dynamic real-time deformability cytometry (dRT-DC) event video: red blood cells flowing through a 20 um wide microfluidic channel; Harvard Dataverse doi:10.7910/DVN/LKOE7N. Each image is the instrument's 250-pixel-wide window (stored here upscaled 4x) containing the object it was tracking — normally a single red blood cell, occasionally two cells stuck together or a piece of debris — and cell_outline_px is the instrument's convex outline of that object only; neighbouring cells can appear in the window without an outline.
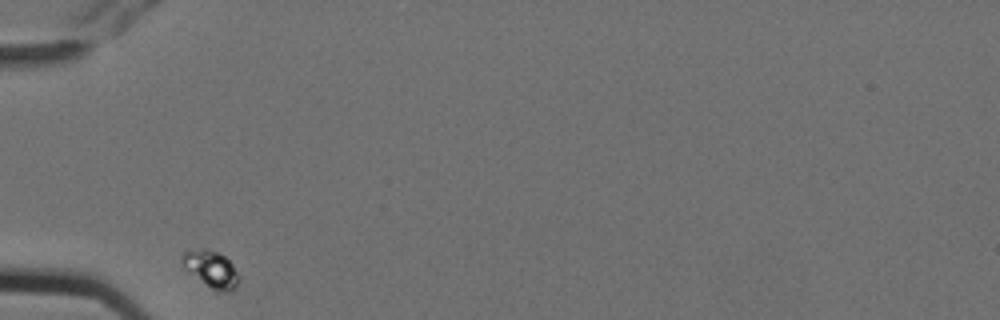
{"species": "Egyptian fruit bat (a non-hibernating species)", "species_latin": "Rousettus aegyptiacus", "temperature_condition": "cold", "stored_images_in_passage": 2, "camera_frame_rate_fps": 3000, "um_per_image_px": 0.085, "animal": {"sex": "female"}, "frame": {"image": 1, "passage_image": 1, "time_ms": 0.0, "image_size_px": [1000, 320], "cell_outline_px": [[240, 280], [236, 288], [232, 292], [216, 292], [188, 272], [184, 268], [180, 260], [180, 256], [184, 252], [204, 248], [216, 252], [224, 256], [232, 264], [240, 276]], "centroid_in_image_um": [17.96, 22.91], "position_along_channel_um": 67.0, "area_um2": 12.37}}
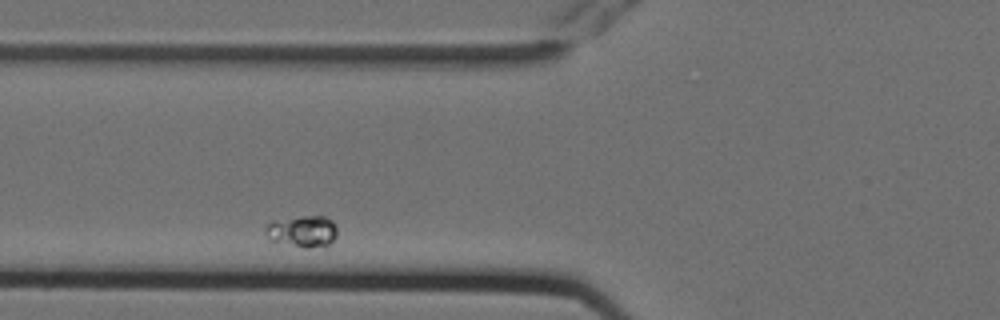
{"frame": {"image": 2, "passage_image": 2, "time_ms": 0.333, "image_size_px": [1000, 320], "cell_outline_px": [[336, 236], [328, 244], [308, 248], [304, 248], [268, 240], [264, 232], [264, 228], [272, 220], [304, 216], [324, 216], [332, 220], [336, 228]], "centroid_in_image_um": [25.65, 19.65], "position_along_channel_um": 100.2, "area_um2": 13.24}}